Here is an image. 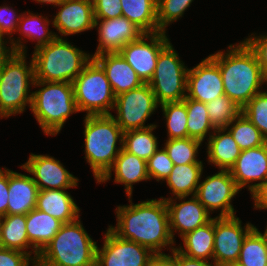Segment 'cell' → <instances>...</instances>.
<instances>
[{
  "label": "cell",
  "mask_w": 267,
  "mask_h": 266,
  "mask_svg": "<svg viewBox=\"0 0 267 266\" xmlns=\"http://www.w3.org/2000/svg\"><path fill=\"white\" fill-rule=\"evenodd\" d=\"M92 58V54L80 50L64 38L56 37L34 49L35 80L72 83Z\"/></svg>",
  "instance_id": "5"
},
{
  "label": "cell",
  "mask_w": 267,
  "mask_h": 266,
  "mask_svg": "<svg viewBox=\"0 0 267 266\" xmlns=\"http://www.w3.org/2000/svg\"><path fill=\"white\" fill-rule=\"evenodd\" d=\"M243 113L267 141V91L255 95L242 109Z\"/></svg>",
  "instance_id": "40"
},
{
  "label": "cell",
  "mask_w": 267,
  "mask_h": 266,
  "mask_svg": "<svg viewBox=\"0 0 267 266\" xmlns=\"http://www.w3.org/2000/svg\"><path fill=\"white\" fill-rule=\"evenodd\" d=\"M254 227L249 222L242 226L237 216L214 217L213 262L217 266L235 265L243 240Z\"/></svg>",
  "instance_id": "11"
},
{
  "label": "cell",
  "mask_w": 267,
  "mask_h": 266,
  "mask_svg": "<svg viewBox=\"0 0 267 266\" xmlns=\"http://www.w3.org/2000/svg\"><path fill=\"white\" fill-rule=\"evenodd\" d=\"M84 119L85 159L98 182L123 149V130L112 115H87ZM119 142V147H117Z\"/></svg>",
  "instance_id": "4"
},
{
  "label": "cell",
  "mask_w": 267,
  "mask_h": 266,
  "mask_svg": "<svg viewBox=\"0 0 267 266\" xmlns=\"http://www.w3.org/2000/svg\"><path fill=\"white\" fill-rule=\"evenodd\" d=\"M79 112L87 115H111L115 94L102 67L92 58L72 82Z\"/></svg>",
  "instance_id": "8"
},
{
  "label": "cell",
  "mask_w": 267,
  "mask_h": 266,
  "mask_svg": "<svg viewBox=\"0 0 267 266\" xmlns=\"http://www.w3.org/2000/svg\"><path fill=\"white\" fill-rule=\"evenodd\" d=\"M159 106L151 87L148 83H144L138 88L116 96L113 109L117 111V115H111L123 132H127L154 126L155 124L146 126L145 122Z\"/></svg>",
  "instance_id": "10"
},
{
  "label": "cell",
  "mask_w": 267,
  "mask_h": 266,
  "mask_svg": "<svg viewBox=\"0 0 267 266\" xmlns=\"http://www.w3.org/2000/svg\"><path fill=\"white\" fill-rule=\"evenodd\" d=\"M230 174L240 190L246 186L250 191L267 180V142L256 148L242 150ZM258 182L254 183L253 182Z\"/></svg>",
  "instance_id": "20"
},
{
  "label": "cell",
  "mask_w": 267,
  "mask_h": 266,
  "mask_svg": "<svg viewBox=\"0 0 267 266\" xmlns=\"http://www.w3.org/2000/svg\"><path fill=\"white\" fill-rule=\"evenodd\" d=\"M62 222L38 209L26 214L27 236L32 246L31 251L40 253L57 234Z\"/></svg>",
  "instance_id": "26"
},
{
  "label": "cell",
  "mask_w": 267,
  "mask_h": 266,
  "mask_svg": "<svg viewBox=\"0 0 267 266\" xmlns=\"http://www.w3.org/2000/svg\"><path fill=\"white\" fill-rule=\"evenodd\" d=\"M188 69L171 42L160 51L155 72L148 82L159 104L186 98Z\"/></svg>",
  "instance_id": "9"
},
{
  "label": "cell",
  "mask_w": 267,
  "mask_h": 266,
  "mask_svg": "<svg viewBox=\"0 0 267 266\" xmlns=\"http://www.w3.org/2000/svg\"><path fill=\"white\" fill-rule=\"evenodd\" d=\"M167 36L164 31L144 33L138 40L129 42L118 52L143 83H148L153 77L158 55L170 42Z\"/></svg>",
  "instance_id": "12"
},
{
  "label": "cell",
  "mask_w": 267,
  "mask_h": 266,
  "mask_svg": "<svg viewBox=\"0 0 267 266\" xmlns=\"http://www.w3.org/2000/svg\"><path fill=\"white\" fill-rule=\"evenodd\" d=\"M9 169L0 168V218L8 215Z\"/></svg>",
  "instance_id": "46"
},
{
  "label": "cell",
  "mask_w": 267,
  "mask_h": 266,
  "mask_svg": "<svg viewBox=\"0 0 267 266\" xmlns=\"http://www.w3.org/2000/svg\"><path fill=\"white\" fill-rule=\"evenodd\" d=\"M207 142L208 163L219 170H230L242 151L231 133L226 128L215 129Z\"/></svg>",
  "instance_id": "25"
},
{
  "label": "cell",
  "mask_w": 267,
  "mask_h": 266,
  "mask_svg": "<svg viewBox=\"0 0 267 266\" xmlns=\"http://www.w3.org/2000/svg\"><path fill=\"white\" fill-rule=\"evenodd\" d=\"M30 110L45 135L55 136L71 114L79 112L73 84L35 80ZM42 87V88H40Z\"/></svg>",
  "instance_id": "6"
},
{
  "label": "cell",
  "mask_w": 267,
  "mask_h": 266,
  "mask_svg": "<svg viewBox=\"0 0 267 266\" xmlns=\"http://www.w3.org/2000/svg\"><path fill=\"white\" fill-rule=\"evenodd\" d=\"M253 35V36H252ZM257 55L262 71L267 78V33L255 36L254 33L244 39Z\"/></svg>",
  "instance_id": "45"
},
{
  "label": "cell",
  "mask_w": 267,
  "mask_h": 266,
  "mask_svg": "<svg viewBox=\"0 0 267 266\" xmlns=\"http://www.w3.org/2000/svg\"><path fill=\"white\" fill-rule=\"evenodd\" d=\"M251 198L254 200V209H267V180L258 185L251 193Z\"/></svg>",
  "instance_id": "48"
},
{
  "label": "cell",
  "mask_w": 267,
  "mask_h": 266,
  "mask_svg": "<svg viewBox=\"0 0 267 266\" xmlns=\"http://www.w3.org/2000/svg\"><path fill=\"white\" fill-rule=\"evenodd\" d=\"M20 167L32 174L39 190H68L78 186L79 179L67 171L60 160L50 155L31 153L28 160Z\"/></svg>",
  "instance_id": "15"
},
{
  "label": "cell",
  "mask_w": 267,
  "mask_h": 266,
  "mask_svg": "<svg viewBox=\"0 0 267 266\" xmlns=\"http://www.w3.org/2000/svg\"><path fill=\"white\" fill-rule=\"evenodd\" d=\"M185 105L187 110L188 137L203 142L215 130L209 119L206 104L186 97Z\"/></svg>",
  "instance_id": "34"
},
{
  "label": "cell",
  "mask_w": 267,
  "mask_h": 266,
  "mask_svg": "<svg viewBox=\"0 0 267 266\" xmlns=\"http://www.w3.org/2000/svg\"><path fill=\"white\" fill-rule=\"evenodd\" d=\"M102 248H96V266H150L155 253L136 242L124 240L109 228Z\"/></svg>",
  "instance_id": "14"
},
{
  "label": "cell",
  "mask_w": 267,
  "mask_h": 266,
  "mask_svg": "<svg viewBox=\"0 0 267 266\" xmlns=\"http://www.w3.org/2000/svg\"><path fill=\"white\" fill-rule=\"evenodd\" d=\"M206 108L215 129L227 128L241 114L242 109L225 94L206 103Z\"/></svg>",
  "instance_id": "37"
},
{
  "label": "cell",
  "mask_w": 267,
  "mask_h": 266,
  "mask_svg": "<svg viewBox=\"0 0 267 266\" xmlns=\"http://www.w3.org/2000/svg\"><path fill=\"white\" fill-rule=\"evenodd\" d=\"M179 266H217L213 261L194 259L179 252Z\"/></svg>",
  "instance_id": "49"
},
{
  "label": "cell",
  "mask_w": 267,
  "mask_h": 266,
  "mask_svg": "<svg viewBox=\"0 0 267 266\" xmlns=\"http://www.w3.org/2000/svg\"><path fill=\"white\" fill-rule=\"evenodd\" d=\"M40 4H52L54 7L58 6L63 0H33Z\"/></svg>",
  "instance_id": "51"
},
{
  "label": "cell",
  "mask_w": 267,
  "mask_h": 266,
  "mask_svg": "<svg viewBox=\"0 0 267 266\" xmlns=\"http://www.w3.org/2000/svg\"><path fill=\"white\" fill-rule=\"evenodd\" d=\"M130 205H119L115 209L116 227L109 229L119 238L136 242L149 248L153 253H164L162 249L169 247L174 250L175 240L172 237L169 224V214L163 198L150 199Z\"/></svg>",
  "instance_id": "1"
},
{
  "label": "cell",
  "mask_w": 267,
  "mask_h": 266,
  "mask_svg": "<svg viewBox=\"0 0 267 266\" xmlns=\"http://www.w3.org/2000/svg\"><path fill=\"white\" fill-rule=\"evenodd\" d=\"M234 266H267L266 238L256 226L244 238Z\"/></svg>",
  "instance_id": "32"
},
{
  "label": "cell",
  "mask_w": 267,
  "mask_h": 266,
  "mask_svg": "<svg viewBox=\"0 0 267 266\" xmlns=\"http://www.w3.org/2000/svg\"><path fill=\"white\" fill-rule=\"evenodd\" d=\"M17 14L18 13L8 5L0 6V33L9 37L11 40V46L14 48L16 53L27 54V46L22 43L23 41L21 40L23 37H18L17 40L12 37V33L17 32L18 23L21 17V13L19 15Z\"/></svg>",
  "instance_id": "41"
},
{
  "label": "cell",
  "mask_w": 267,
  "mask_h": 266,
  "mask_svg": "<svg viewBox=\"0 0 267 266\" xmlns=\"http://www.w3.org/2000/svg\"><path fill=\"white\" fill-rule=\"evenodd\" d=\"M166 120L167 139L187 138V110L183 101L165 102L160 104Z\"/></svg>",
  "instance_id": "36"
},
{
  "label": "cell",
  "mask_w": 267,
  "mask_h": 266,
  "mask_svg": "<svg viewBox=\"0 0 267 266\" xmlns=\"http://www.w3.org/2000/svg\"><path fill=\"white\" fill-rule=\"evenodd\" d=\"M157 125L130 130L123 133V149L139 158L148 160L158 149V140L154 135Z\"/></svg>",
  "instance_id": "33"
},
{
  "label": "cell",
  "mask_w": 267,
  "mask_h": 266,
  "mask_svg": "<svg viewBox=\"0 0 267 266\" xmlns=\"http://www.w3.org/2000/svg\"><path fill=\"white\" fill-rule=\"evenodd\" d=\"M183 246L175 247L187 257L213 261L214 217L207 224L186 233L181 237Z\"/></svg>",
  "instance_id": "28"
},
{
  "label": "cell",
  "mask_w": 267,
  "mask_h": 266,
  "mask_svg": "<svg viewBox=\"0 0 267 266\" xmlns=\"http://www.w3.org/2000/svg\"><path fill=\"white\" fill-rule=\"evenodd\" d=\"M98 46L92 56L101 53L119 52L129 42L138 40L144 32L124 16L113 19H95Z\"/></svg>",
  "instance_id": "18"
},
{
  "label": "cell",
  "mask_w": 267,
  "mask_h": 266,
  "mask_svg": "<svg viewBox=\"0 0 267 266\" xmlns=\"http://www.w3.org/2000/svg\"><path fill=\"white\" fill-rule=\"evenodd\" d=\"M173 162L169 158L164 147L157 151L147 160V172L150 179L165 181L173 170Z\"/></svg>",
  "instance_id": "42"
},
{
  "label": "cell",
  "mask_w": 267,
  "mask_h": 266,
  "mask_svg": "<svg viewBox=\"0 0 267 266\" xmlns=\"http://www.w3.org/2000/svg\"><path fill=\"white\" fill-rule=\"evenodd\" d=\"M203 163L174 165L165 180L175 197L195 196L197 187L203 174Z\"/></svg>",
  "instance_id": "29"
},
{
  "label": "cell",
  "mask_w": 267,
  "mask_h": 266,
  "mask_svg": "<svg viewBox=\"0 0 267 266\" xmlns=\"http://www.w3.org/2000/svg\"><path fill=\"white\" fill-rule=\"evenodd\" d=\"M50 23L47 16L35 15L29 10L21 13L17 31L20 32L19 35H23L29 40H36L37 43L34 48L36 49L50 43L58 36L57 33L49 31Z\"/></svg>",
  "instance_id": "31"
},
{
  "label": "cell",
  "mask_w": 267,
  "mask_h": 266,
  "mask_svg": "<svg viewBox=\"0 0 267 266\" xmlns=\"http://www.w3.org/2000/svg\"><path fill=\"white\" fill-rule=\"evenodd\" d=\"M222 95L224 87L219 66L210 56L188 69L187 98L206 104Z\"/></svg>",
  "instance_id": "16"
},
{
  "label": "cell",
  "mask_w": 267,
  "mask_h": 266,
  "mask_svg": "<svg viewBox=\"0 0 267 266\" xmlns=\"http://www.w3.org/2000/svg\"><path fill=\"white\" fill-rule=\"evenodd\" d=\"M35 266L36 262L26 253L8 248H0V266Z\"/></svg>",
  "instance_id": "44"
},
{
  "label": "cell",
  "mask_w": 267,
  "mask_h": 266,
  "mask_svg": "<svg viewBox=\"0 0 267 266\" xmlns=\"http://www.w3.org/2000/svg\"><path fill=\"white\" fill-rule=\"evenodd\" d=\"M239 191L230 171L219 170L199 182L195 197L209 213L220 210L216 217H232L236 211L231 202Z\"/></svg>",
  "instance_id": "13"
},
{
  "label": "cell",
  "mask_w": 267,
  "mask_h": 266,
  "mask_svg": "<svg viewBox=\"0 0 267 266\" xmlns=\"http://www.w3.org/2000/svg\"><path fill=\"white\" fill-rule=\"evenodd\" d=\"M263 234L265 235L266 243H267V226H266V229L264 230V233Z\"/></svg>",
  "instance_id": "52"
},
{
  "label": "cell",
  "mask_w": 267,
  "mask_h": 266,
  "mask_svg": "<svg viewBox=\"0 0 267 266\" xmlns=\"http://www.w3.org/2000/svg\"><path fill=\"white\" fill-rule=\"evenodd\" d=\"M122 16L127 18L144 33L161 30L157 23V0H120Z\"/></svg>",
  "instance_id": "30"
},
{
  "label": "cell",
  "mask_w": 267,
  "mask_h": 266,
  "mask_svg": "<svg viewBox=\"0 0 267 266\" xmlns=\"http://www.w3.org/2000/svg\"><path fill=\"white\" fill-rule=\"evenodd\" d=\"M36 209L58 219L63 224L80 218V208L66 190H39Z\"/></svg>",
  "instance_id": "24"
},
{
  "label": "cell",
  "mask_w": 267,
  "mask_h": 266,
  "mask_svg": "<svg viewBox=\"0 0 267 266\" xmlns=\"http://www.w3.org/2000/svg\"><path fill=\"white\" fill-rule=\"evenodd\" d=\"M38 192L32 176L9 169L8 215H26L35 209Z\"/></svg>",
  "instance_id": "23"
},
{
  "label": "cell",
  "mask_w": 267,
  "mask_h": 266,
  "mask_svg": "<svg viewBox=\"0 0 267 266\" xmlns=\"http://www.w3.org/2000/svg\"><path fill=\"white\" fill-rule=\"evenodd\" d=\"M150 266H179V251L175 248L170 254H154Z\"/></svg>",
  "instance_id": "47"
},
{
  "label": "cell",
  "mask_w": 267,
  "mask_h": 266,
  "mask_svg": "<svg viewBox=\"0 0 267 266\" xmlns=\"http://www.w3.org/2000/svg\"><path fill=\"white\" fill-rule=\"evenodd\" d=\"M209 56L219 66L224 94L241 108L267 85L257 55L245 40Z\"/></svg>",
  "instance_id": "2"
},
{
  "label": "cell",
  "mask_w": 267,
  "mask_h": 266,
  "mask_svg": "<svg viewBox=\"0 0 267 266\" xmlns=\"http://www.w3.org/2000/svg\"><path fill=\"white\" fill-rule=\"evenodd\" d=\"M95 19H113L122 16L120 0H92Z\"/></svg>",
  "instance_id": "43"
},
{
  "label": "cell",
  "mask_w": 267,
  "mask_h": 266,
  "mask_svg": "<svg viewBox=\"0 0 267 266\" xmlns=\"http://www.w3.org/2000/svg\"><path fill=\"white\" fill-rule=\"evenodd\" d=\"M0 238L2 248L15 249L28 254L35 262L37 251H27L32 248L27 236L26 215H5L0 218ZM31 254H34L32 257Z\"/></svg>",
  "instance_id": "27"
},
{
  "label": "cell",
  "mask_w": 267,
  "mask_h": 266,
  "mask_svg": "<svg viewBox=\"0 0 267 266\" xmlns=\"http://www.w3.org/2000/svg\"><path fill=\"white\" fill-rule=\"evenodd\" d=\"M4 38H6V36L4 37V35L0 33V64L5 62L15 53V50L11 45H9L10 47L6 46L7 43L11 44V42H9L11 40H6Z\"/></svg>",
  "instance_id": "50"
},
{
  "label": "cell",
  "mask_w": 267,
  "mask_h": 266,
  "mask_svg": "<svg viewBox=\"0 0 267 266\" xmlns=\"http://www.w3.org/2000/svg\"><path fill=\"white\" fill-rule=\"evenodd\" d=\"M112 171L115 173L114 182L125 186L126 196H132L135 183L150 180L147 172V161L124 149L119 152L112 167L97 183L102 184L110 181Z\"/></svg>",
  "instance_id": "22"
},
{
  "label": "cell",
  "mask_w": 267,
  "mask_h": 266,
  "mask_svg": "<svg viewBox=\"0 0 267 266\" xmlns=\"http://www.w3.org/2000/svg\"><path fill=\"white\" fill-rule=\"evenodd\" d=\"M26 53H14L1 64L0 77V118L21 114L26 106L31 107L35 81L34 63L26 61Z\"/></svg>",
  "instance_id": "7"
},
{
  "label": "cell",
  "mask_w": 267,
  "mask_h": 266,
  "mask_svg": "<svg viewBox=\"0 0 267 266\" xmlns=\"http://www.w3.org/2000/svg\"><path fill=\"white\" fill-rule=\"evenodd\" d=\"M226 129L241 150L256 148L267 142L259 129L243 113L234 119Z\"/></svg>",
  "instance_id": "35"
},
{
  "label": "cell",
  "mask_w": 267,
  "mask_h": 266,
  "mask_svg": "<svg viewBox=\"0 0 267 266\" xmlns=\"http://www.w3.org/2000/svg\"><path fill=\"white\" fill-rule=\"evenodd\" d=\"M92 57L105 71L115 96L144 84L135 70L118 52L101 53Z\"/></svg>",
  "instance_id": "21"
},
{
  "label": "cell",
  "mask_w": 267,
  "mask_h": 266,
  "mask_svg": "<svg viewBox=\"0 0 267 266\" xmlns=\"http://www.w3.org/2000/svg\"><path fill=\"white\" fill-rule=\"evenodd\" d=\"M56 16L51 20L53 27L63 36L74 35L94 28L92 0H63Z\"/></svg>",
  "instance_id": "19"
},
{
  "label": "cell",
  "mask_w": 267,
  "mask_h": 266,
  "mask_svg": "<svg viewBox=\"0 0 267 266\" xmlns=\"http://www.w3.org/2000/svg\"><path fill=\"white\" fill-rule=\"evenodd\" d=\"M194 0H157V23L161 31L167 32L166 27L177 21Z\"/></svg>",
  "instance_id": "39"
},
{
  "label": "cell",
  "mask_w": 267,
  "mask_h": 266,
  "mask_svg": "<svg viewBox=\"0 0 267 266\" xmlns=\"http://www.w3.org/2000/svg\"><path fill=\"white\" fill-rule=\"evenodd\" d=\"M97 242L77 219L64 223L39 253L35 266H96Z\"/></svg>",
  "instance_id": "3"
},
{
  "label": "cell",
  "mask_w": 267,
  "mask_h": 266,
  "mask_svg": "<svg viewBox=\"0 0 267 266\" xmlns=\"http://www.w3.org/2000/svg\"><path fill=\"white\" fill-rule=\"evenodd\" d=\"M202 142L193 138L166 139L164 148L174 165L203 163L197 159Z\"/></svg>",
  "instance_id": "38"
},
{
  "label": "cell",
  "mask_w": 267,
  "mask_h": 266,
  "mask_svg": "<svg viewBox=\"0 0 267 266\" xmlns=\"http://www.w3.org/2000/svg\"><path fill=\"white\" fill-rule=\"evenodd\" d=\"M166 202L169 214L170 231L173 239L175 240L176 231L180 237L186 233L201 227L213 218L210 217V213L207 209L199 202L195 196L188 197H160ZM177 200L180 203H177ZM186 200V201H184ZM175 232V233H174Z\"/></svg>",
  "instance_id": "17"
}]
</instances>
